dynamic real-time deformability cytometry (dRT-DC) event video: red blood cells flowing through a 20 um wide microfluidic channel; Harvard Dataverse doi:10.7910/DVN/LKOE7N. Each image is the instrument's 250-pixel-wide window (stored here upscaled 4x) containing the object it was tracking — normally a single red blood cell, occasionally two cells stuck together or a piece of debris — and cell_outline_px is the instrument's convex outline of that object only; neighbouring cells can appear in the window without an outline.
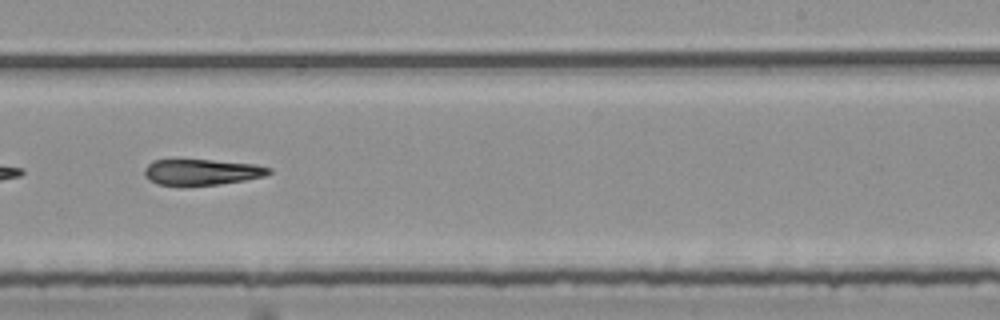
{"species": "common noctule bat (a hibernating species)", "species_latin": "Nyctalus noctula", "temperature_condition": "room temperature", "stored_images_in_passage": 45, "camera_frame_rate_fps": 3000, "um_per_image_px": 0.085, "animal": {"sex": "female", "body_mass_g": 25.1}, "frame": {"image": 1, "passage_image": 32, "time_ms": 10.333, "image_size_px": [1000, 320], "cell_outline_px": [[272, 172], [264, 176], [244, 180], [220, 184], [180, 188], [156, 184], [148, 180], [144, 176], [144, 168], [152, 160], [212, 160], [256, 164], [272, 168]], "centroid_in_image_um": [17.09, 14.66], "position_along_channel_um": 271.9, "area_um2": 19.48}}